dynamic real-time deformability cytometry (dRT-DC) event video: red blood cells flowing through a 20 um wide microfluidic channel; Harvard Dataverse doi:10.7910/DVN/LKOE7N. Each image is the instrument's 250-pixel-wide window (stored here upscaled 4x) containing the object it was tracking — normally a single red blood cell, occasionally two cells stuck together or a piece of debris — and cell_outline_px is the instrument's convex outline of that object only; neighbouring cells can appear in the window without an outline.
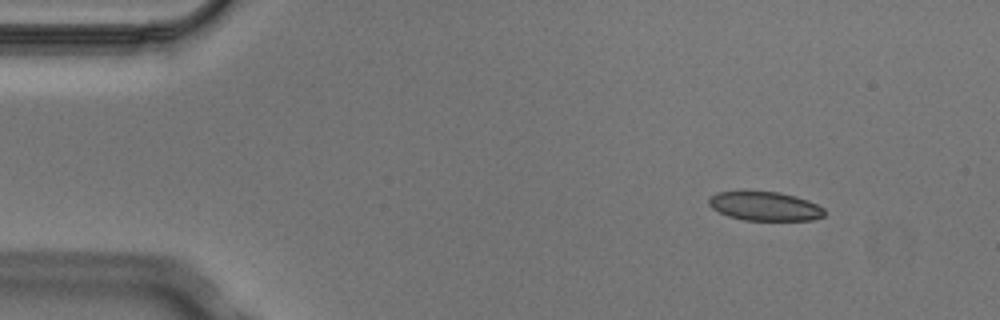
{"species": "Egyptian fruit bat (a non-hibernating species)", "species_latin": "Rousettus aegyptiacus", "temperature_condition": "cold", "stored_images_in_passage": 4, "camera_frame_rate_fps": 3000, "um_per_image_px": 0.085, "animal": {"sex": "male"}, "frame": {"image": 1, "passage_image": 1, "time_ms": 0.0, "image_size_px": [1000, 320], "cell_outline_px": [[824, 216], [812, 220], [744, 220], [728, 216], [712, 208], [708, 204], [708, 200], [716, 192], [780, 192], [796, 196], [808, 200], [824, 208]], "centroid_in_image_um": [65.03, 17.53], "position_along_channel_um": 20.0, "area_um2": 19.36}}
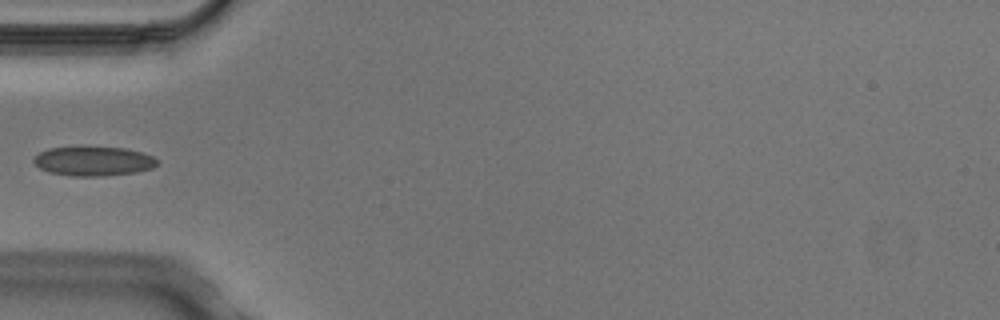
{"frame": {"image": 2, "passage_image": 4, "time_ms": 1.0, "image_size_px": [1000, 320], "cell_outline_px": [[160, 160], [152, 168], [136, 172], [100, 176], [72, 176], [48, 172], [40, 168], [32, 160], [40, 152], [48, 148], [84, 144], [124, 148], [140, 152], [152, 156]], "centroid_in_image_um": [7.91, 13.65], "position_along_channel_um": 77.1, "area_um2": 21.79}}